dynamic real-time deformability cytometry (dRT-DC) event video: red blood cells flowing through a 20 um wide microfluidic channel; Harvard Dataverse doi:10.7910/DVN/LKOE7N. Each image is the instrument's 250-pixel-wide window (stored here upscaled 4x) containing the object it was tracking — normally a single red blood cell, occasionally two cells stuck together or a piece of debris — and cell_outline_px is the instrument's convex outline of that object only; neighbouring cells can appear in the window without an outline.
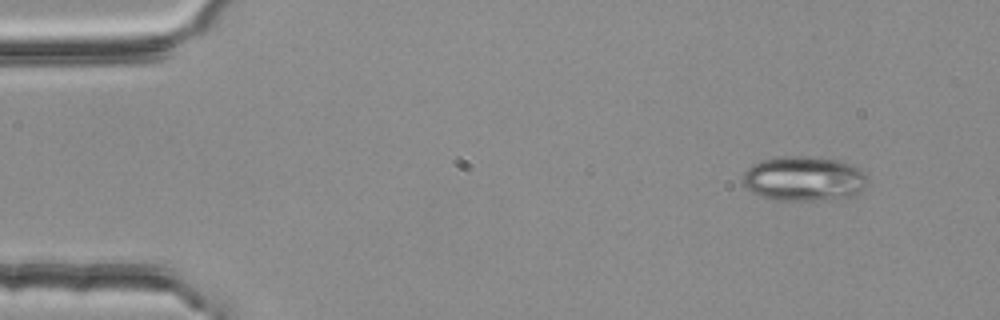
{"species": "common noctule bat (a hibernating species)", "species_latin": "Nyctalus noctula", "temperature_condition": "room temperature", "stored_images_in_passage": 4, "camera_frame_rate_fps": 3000, "um_per_image_px": 0.085, "animal": {"sex": "female", "body_mass_g": 25.1}, "frame": {"image": 1, "passage_image": 1, "time_ms": 0.0, "image_size_px": [1000, 320], "cell_outline_px": [[868, 180], [860, 192], [852, 196], [812, 200], [784, 200], [760, 196], [752, 192], [744, 184], [744, 172], [752, 164], [764, 160], [780, 156], [804, 156], [844, 160], [852, 164], [864, 172], [868, 176]], "centroid_in_image_um": [68.37, 15.16], "position_along_channel_um": 16.6, "area_um2": 32.37}}